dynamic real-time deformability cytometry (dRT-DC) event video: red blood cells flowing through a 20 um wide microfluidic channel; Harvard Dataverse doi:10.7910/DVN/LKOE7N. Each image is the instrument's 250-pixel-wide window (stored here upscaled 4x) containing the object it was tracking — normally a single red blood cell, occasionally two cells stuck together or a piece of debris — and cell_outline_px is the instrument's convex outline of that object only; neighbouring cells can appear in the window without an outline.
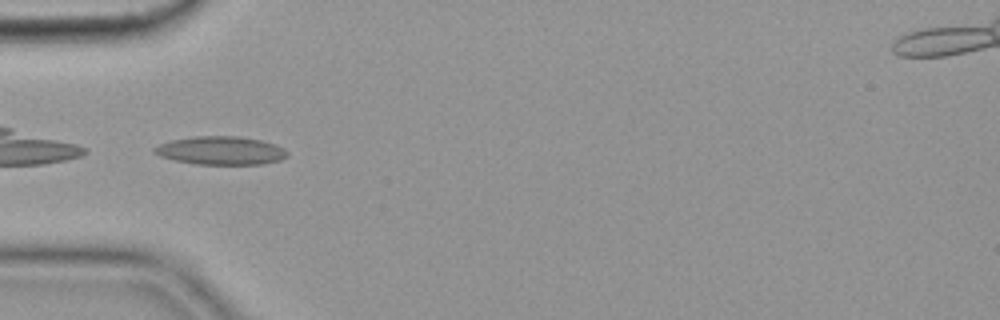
{"species": "common noctule bat (a hibernating species)", "species_latin": "Nyctalus noctula", "temperature_condition": "cold", "stored_images_in_passage": 37, "camera_frame_rate_fps": 3000, "um_per_image_px": 0.085, "animal": {"sex": "female", "body_mass_g": 19.9}, "frame": {"image": 1, "passage_image": 1, "time_ms": 0.0, "image_size_px": [1000, 320], "cell_outline_px": [[288, 156], [280, 160], [264, 164], [196, 164], [176, 160], [160, 156], [152, 152], [152, 148], [160, 144], [172, 140], [192, 136], [240, 136], [260, 140], [276, 144], [284, 148], [288, 152]], "centroid_in_image_um": [18.79, 12.79], "position_along_channel_um": 66.2, "area_um2": 22.02}}
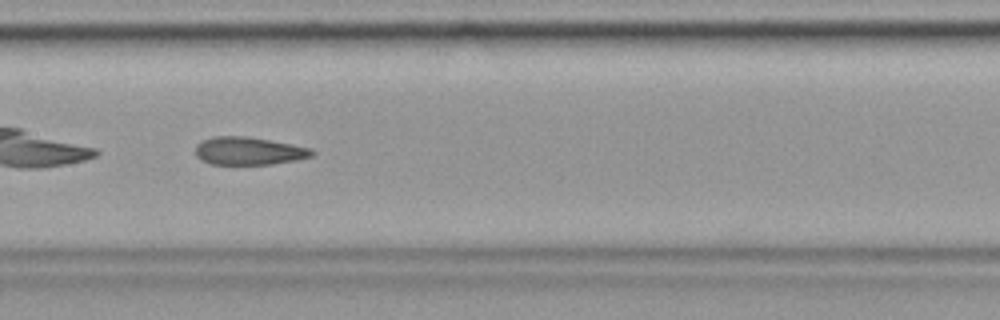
{"frame": {"image": 2, "passage_image": 11, "time_ms": 3.333, "image_size_px": [1000, 320], "cell_outline_px": [[316, 152], [312, 156], [296, 160], [272, 164], [212, 164], [200, 160], [196, 156], [196, 144], [200, 140], [212, 136], [244, 136], [292, 144], [312, 148]], "centroid_in_image_um": [21.12, 12.83], "position_along_channel_um": 186.3, "area_um2": 19.02}, "authors_computed_cell_mechanics": {"area_um2": 19.7676, "velocity_mm_per_s": 3.6183, "shape_relaxation_time_tau1_ms": null, "shape_relaxation_time_tau2_ms": 2.6365, "deformation_change_tau1": null, "deformation_change_tau2": 0.1129}}